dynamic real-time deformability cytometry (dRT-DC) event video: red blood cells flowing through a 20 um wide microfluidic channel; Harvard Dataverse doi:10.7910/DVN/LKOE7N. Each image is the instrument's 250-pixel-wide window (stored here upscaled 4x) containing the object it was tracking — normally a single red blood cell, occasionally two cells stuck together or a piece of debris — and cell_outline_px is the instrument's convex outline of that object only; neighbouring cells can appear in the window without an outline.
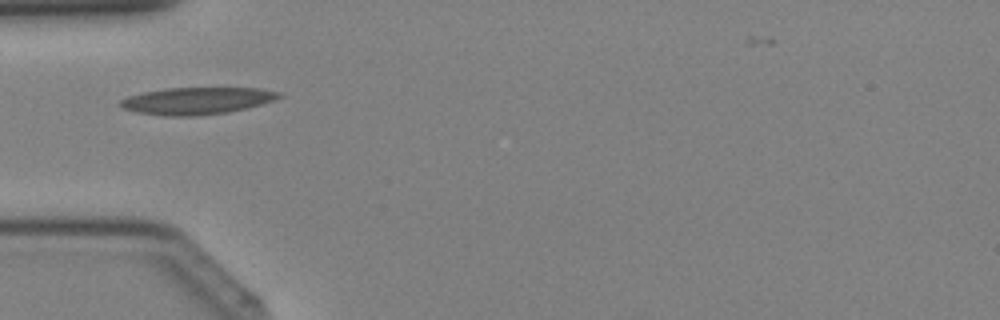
{"species": "Egyptian fruit bat (a non-hibernating species)", "species_latin": "Rousettus aegyptiacus", "temperature_condition": "cold", "stored_images_in_passage": 36, "camera_frame_rate_fps": 3000, "um_per_image_px": 0.085, "animal": {"sex": "female"}, "frame": {"image": 1, "passage_image": 11, "time_ms": 3.333, "image_size_px": [1000, 320], "cell_outline_px": [[284, 96], [276, 100], [228, 112], [196, 116], [164, 116], [136, 112], [124, 108], [120, 104], [120, 100], [128, 96], [144, 92], [168, 88], [260, 88], [280, 92]], "centroid_in_image_um": [16.76, 8.56], "position_along_channel_um": 68.2, "area_um2": 24.91}}
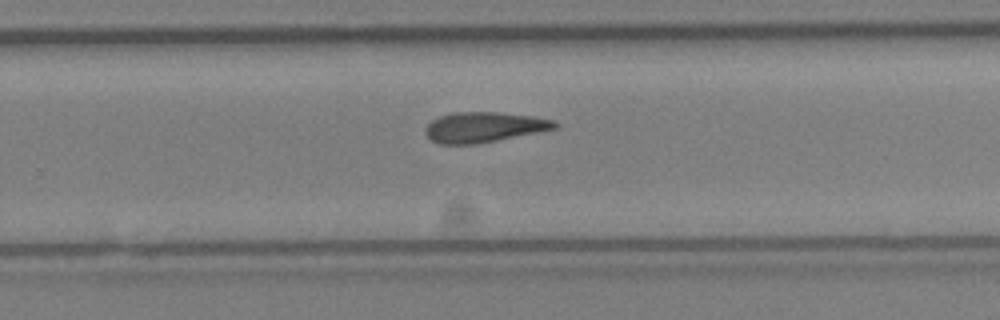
{"frame": {"image": 2, "passage_image": 24, "time_ms": 7.667, "image_size_px": [1000, 320], "cell_outline_px": [[560, 128], [476, 144], [440, 144], [432, 140], [424, 132], [424, 128], [432, 120], [440, 116], [456, 112], [500, 112], [532, 116], [556, 120], [560, 124]], "centroid_in_image_um": [41.19, 10.8], "position_along_channel_um": 288.6, "area_um2": 22.95}}
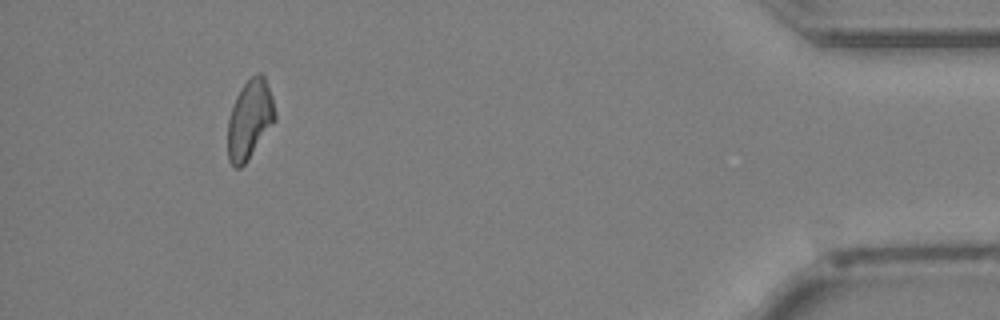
{"frame": {"image": 3, "passage_image": 35, "time_ms": 11.333, "image_size_px": [1000, 320], "cell_outline_px": [[276, 120], [248, 160], [240, 168], [236, 168], [228, 160], [228, 120], [236, 96], [240, 88], [252, 76], [260, 72], [264, 76], [272, 96], [276, 116]], "centroid_in_image_um": [21.23, 10.16], "position_along_channel_um": 414.0, "area_um2": 21.68}}